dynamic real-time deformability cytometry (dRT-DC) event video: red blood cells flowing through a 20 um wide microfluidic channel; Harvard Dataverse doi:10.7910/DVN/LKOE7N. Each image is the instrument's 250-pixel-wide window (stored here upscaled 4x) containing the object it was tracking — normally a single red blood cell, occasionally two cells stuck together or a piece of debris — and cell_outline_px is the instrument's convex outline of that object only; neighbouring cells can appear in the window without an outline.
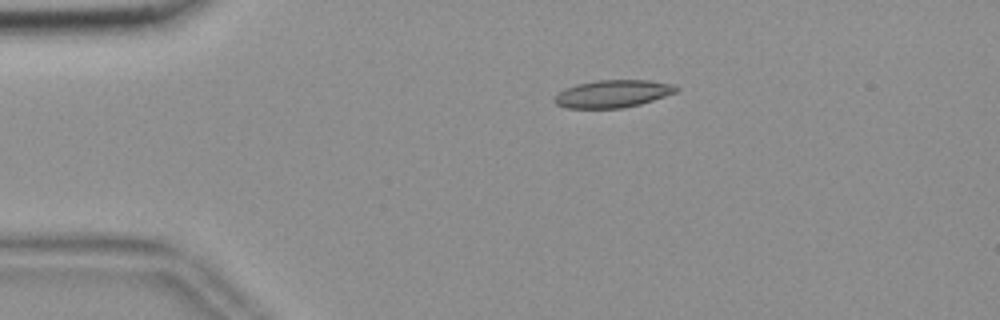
{"species": "common noctule bat (a hibernating species)", "species_latin": "Nyctalus noctula", "temperature_condition": "room temperature", "stored_images_in_passage": 45, "camera_frame_rate_fps": 3000, "um_per_image_px": 0.085, "animal": {"sex": "female", "body_mass_g": 18.4}, "frame": {"image": 1, "passage_image": 1, "time_ms": 0.0, "image_size_px": [1000, 320], "cell_outline_px": [[680, 88], [676, 92], [640, 104], [620, 108], [564, 108], [556, 104], [552, 100], [564, 88], [576, 84], [596, 80], [648, 80], [676, 84]], "centroid_in_image_um": [52.08, 7.96], "position_along_channel_um": 32.9, "area_um2": 19.59}}
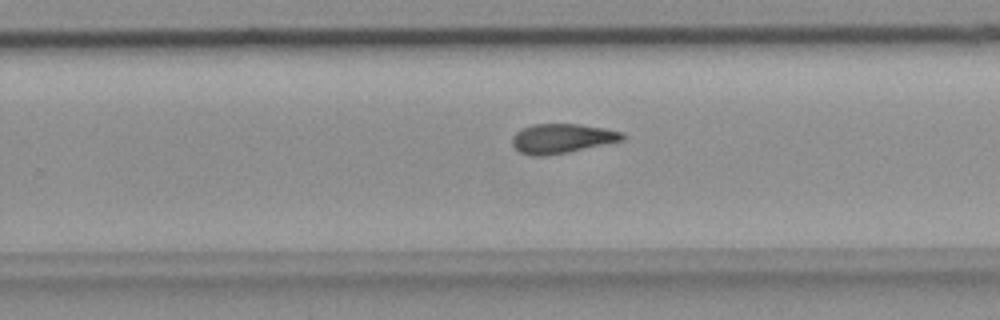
{"frame": {"image": 2, "passage_image": 25, "time_ms": 8.0, "image_size_px": [1000, 320], "cell_outline_px": [[624, 140], [568, 152], [548, 156], [536, 156], [520, 152], [512, 144], [512, 136], [520, 128], [532, 124], [580, 124], [604, 128], [624, 132]], "centroid_in_image_um": [47.75, 11.76], "position_along_channel_um": 282.0, "area_um2": 19.02}}
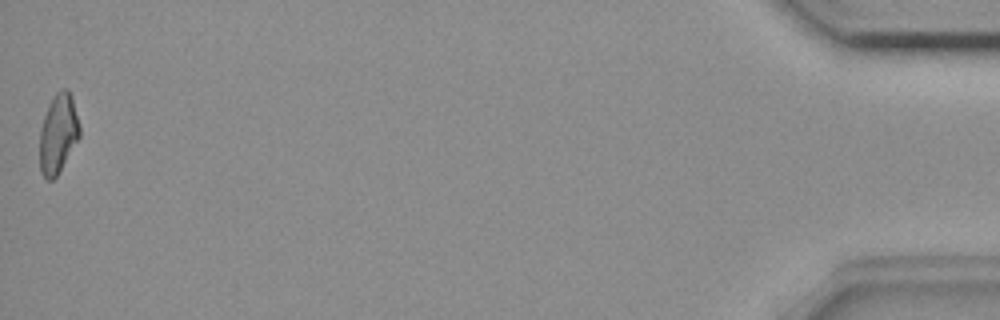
{"frame": {"image": 3, "passage_image": 45, "time_ms": 14.667, "image_size_px": [1000, 320], "cell_outline_px": [[80, 136], [56, 176], [52, 180], [48, 180], [40, 172], [40, 128], [44, 116], [52, 96], [60, 88], [68, 88], [72, 96], [80, 124]], "centroid_in_image_um": [4.95, 11.3], "position_along_channel_um": 430.3, "area_um2": 18.5}, "authors_computed_cell_mechanics": {"area_um2": 19.0162, "velocity_mm_per_s": 3.6672, "shape_relaxation_time_tau1_ms": null, "shape_relaxation_time_tau2_ms": 5.4204, "deformation_change_tau1": null, "deformation_change_tau2": 0.1348}}